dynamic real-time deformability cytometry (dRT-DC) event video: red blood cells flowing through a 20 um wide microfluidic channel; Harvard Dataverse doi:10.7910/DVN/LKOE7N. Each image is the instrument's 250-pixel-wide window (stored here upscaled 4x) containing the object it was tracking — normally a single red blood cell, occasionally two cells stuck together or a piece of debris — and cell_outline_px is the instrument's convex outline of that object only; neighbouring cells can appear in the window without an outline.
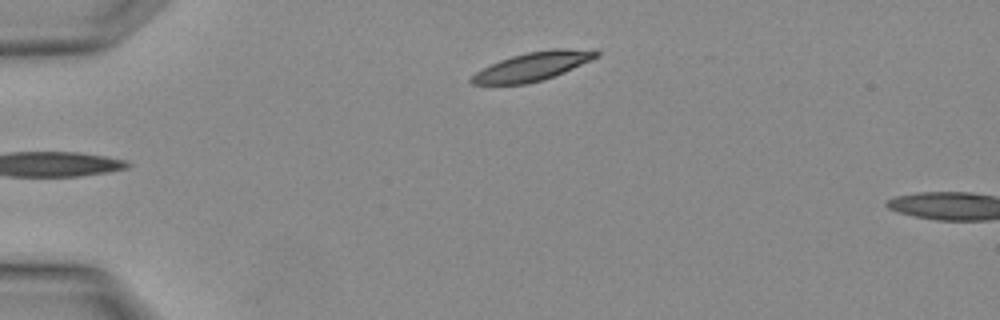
{"species": "Egyptian fruit bat (a non-hibernating species)", "species_latin": "Rousettus aegyptiacus", "temperature_condition": "warm", "stored_images_in_passage": 3, "camera_frame_rate_fps": 3000, "um_per_image_px": 0.085, "animal": {"sex": "female"}, "frame": {"image": 1, "passage_image": 3, "time_ms": 0.667, "image_size_px": [1000, 320], "cell_outline_px": [[600, 56], [592, 60], [564, 72], [544, 80], [524, 84], [472, 84], [468, 80], [476, 72], [500, 60], [524, 52], [552, 48], [564, 48], [600, 52]], "centroid_in_image_um": [45.28, 5.64], "position_along_channel_um": 39.7, "area_um2": 20.63}}